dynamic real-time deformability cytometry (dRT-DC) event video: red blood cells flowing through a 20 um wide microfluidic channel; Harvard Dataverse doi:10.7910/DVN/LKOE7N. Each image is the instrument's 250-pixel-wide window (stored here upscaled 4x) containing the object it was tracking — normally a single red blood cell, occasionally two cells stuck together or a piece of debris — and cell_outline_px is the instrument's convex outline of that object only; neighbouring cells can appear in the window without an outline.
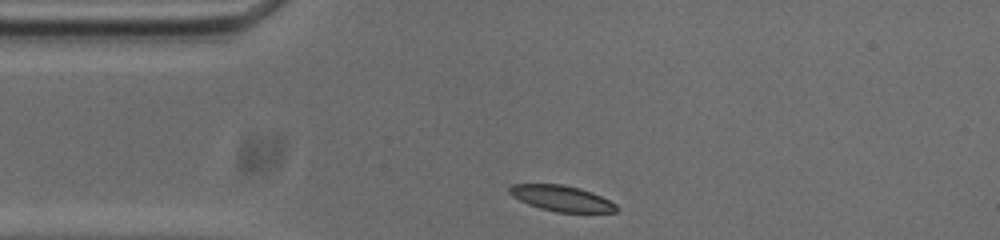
{"species": "common noctule bat (a hibernating species)", "species_latin": "Nyctalus noctula", "temperature_condition": "cold", "stored_images_in_passage": 33, "camera_frame_rate_fps": 3000, "um_per_image_px": 0.085, "animal": {"sex": "male", "body_mass_g": 20.0, "forearm_length_mm": 53.3}, "frame": {"image": 1, "passage_image": 1, "time_ms": 0.0, "image_size_px": [1000, 240], "cell_outline_px": [[620, 208], [616, 212], [556, 212], [540, 208], [528, 204], [512, 196], [508, 192], [508, 188], [512, 184], [564, 184], [580, 188], [592, 192], [616, 204]], "centroid_in_image_um": [47.73, 16.85], "position_along_channel_um": 37.3, "area_um2": 16.07}}
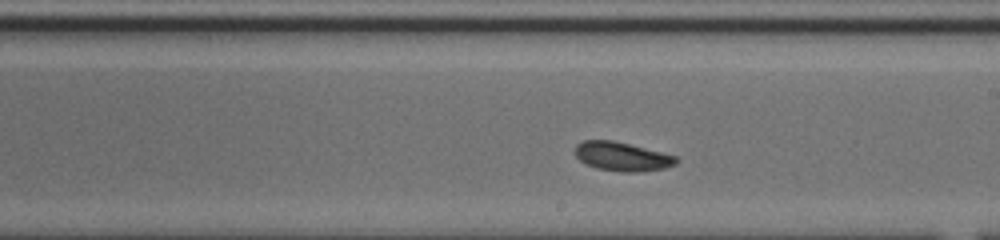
{"frame": {"image": 2, "passage_image": 19, "time_ms": 6.0, "image_size_px": [1000, 240], "cell_outline_px": [[680, 160], [676, 164], [664, 168], [640, 172], [620, 172], [596, 168], [580, 160], [576, 156], [576, 144], [584, 140], [612, 140], [676, 156]], "centroid_in_image_um": [52.88, 13.31], "position_along_channel_um": 236.1, "area_um2": 16.88}}
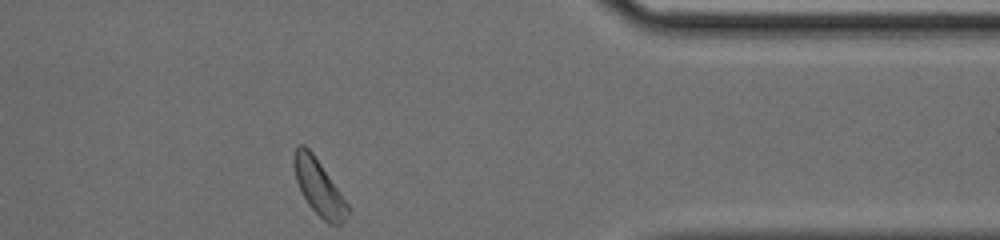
{"frame": {"image": 3, "passage_image": 33, "time_ms": 10.667, "image_size_px": [1000, 240], "cell_outline_px": [[352, 208], [344, 220], [340, 224], [328, 224], [308, 204], [296, 180], [292, 164], [292, 160], [296, 148], [300, 144], [304, 144], [312, 152]], "centroid_in_image_um": [27.12, 15.92], "position_along_channel_um": 384.3, "area_um2": 17.34}, "authors_computed_cell_mechanics": {"area_um2": 17.1088, "velocity_mm_per_s": 3.6846, "shape_relaxation_time_tau1_ms": 1.4168, "shape_relaxation_time_tau2_ms": null, "deformation_change_tau1": 0.0677, "deformation_change_tau2": null}}